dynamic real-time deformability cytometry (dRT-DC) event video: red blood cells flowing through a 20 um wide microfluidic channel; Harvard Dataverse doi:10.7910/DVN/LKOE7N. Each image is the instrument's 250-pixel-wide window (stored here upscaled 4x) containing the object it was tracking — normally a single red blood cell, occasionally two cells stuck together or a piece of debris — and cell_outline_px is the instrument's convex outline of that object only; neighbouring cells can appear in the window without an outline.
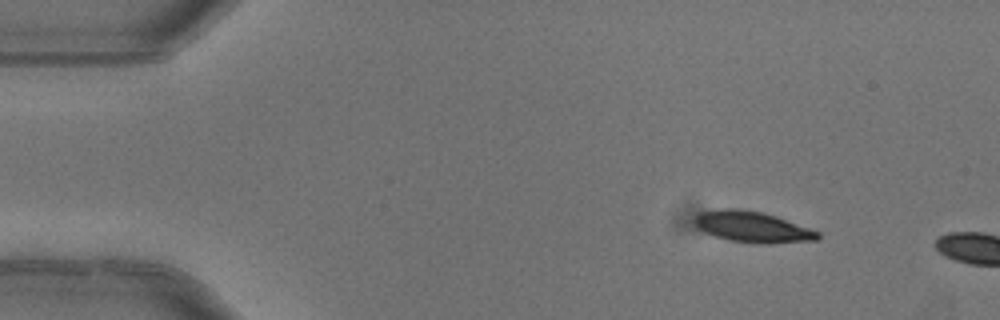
{"species": "common noctule bat (a hibernating species)", "species_latin": "Nyctalus noctula", "temperature_condition": "warm", "stored_images_in_passage": 2, "camera_frame_rate_fps": 3000, "um_per_image_px": 0.085, "animal": {"sex": "female"}, "frame": {"image": 1, "passage_image": 1, "time_ms": 0.0, "image_size_px": [1000, 320], "cell_outline_px": [[820, 236], [816, 240], [728, 240], [704, 232], [696, 228], [692, 224], [696, 216], [700, 212], [720, 208], [740, 208], [760, 212], [776, 216], [820, 232]], "centroid_in_image_um": [63.81, 19.2], "position_along_channel_um": 21.2, "area_um2": 20.98}}